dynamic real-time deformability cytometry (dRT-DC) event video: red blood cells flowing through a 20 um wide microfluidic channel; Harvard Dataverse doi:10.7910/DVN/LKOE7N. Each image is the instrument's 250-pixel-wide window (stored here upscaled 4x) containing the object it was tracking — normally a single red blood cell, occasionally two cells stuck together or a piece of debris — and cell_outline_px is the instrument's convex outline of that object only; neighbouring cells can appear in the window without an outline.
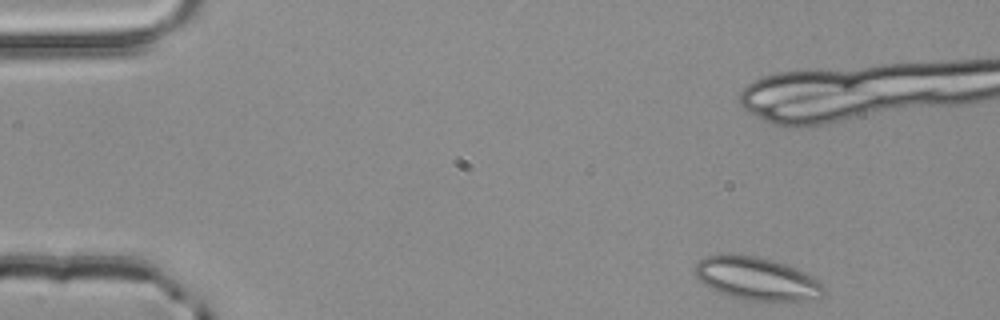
{"species": "common noctule bat (a hibernating species)", "species_latin": "Nyctalus noctula", "temperature_condition": "room temperature", "stored_images_in_passage": 5, "segment_of_instrument_passage": [1, 2], "camera_frame_rate_fps": 3000, "um_per_image_px": 0.085, "animal": {"sex": "male", "body_mass_g": 20.4}, "frame": {"image": 1, "passage_image": 1, "time_ms": 0.0, "image_size_px": [1000, 320], "cell_outline_px": [[824, 292], [816, 300], [744, 300], [728, 296], [708, 288], [696, 276], [696, 264], [704, 256], [728, 252], [760, 256], [796, 268], [812, 276], [824, 284]], "centroid_in_image_um": [64.29, 23.66], "position_along_channel_um": 20.7, "area_um2": 32.6}}